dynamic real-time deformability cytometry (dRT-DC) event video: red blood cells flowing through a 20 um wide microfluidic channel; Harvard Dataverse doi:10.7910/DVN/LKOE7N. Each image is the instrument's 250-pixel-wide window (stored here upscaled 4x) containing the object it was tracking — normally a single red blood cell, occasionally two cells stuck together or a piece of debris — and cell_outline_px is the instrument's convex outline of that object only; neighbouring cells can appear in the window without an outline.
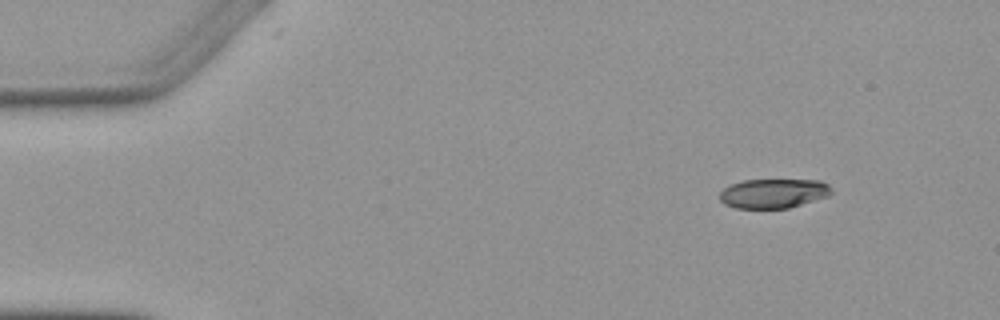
{"species": "Egyptian fruit bat (a non-hibernating species)", "species_latin": "Rousettus aegyptiacus", "temperature_condition": "warm", "stored_images_in_passage": 7, "camera_frame_rate_fps": 3000, "um_per_image_px": 0.085, "animal": {"sex": "female"}, "frame": {"image": 1, "passage_image": 1, "time_ms": 0.0, "image_size_px": [1000, 320], "cell_outline_px": [[832, 192], [828, 196], [788, 208], [736, 208], [724, 204], [720, 200], [720, 192], [724, 188], [732, 184], [744, 180], [820, 180], [828, 184], [832, 188]], "centroid_in_image_um": [65.75, 16.44], "position_along_channel_um": 19.2, "area_um2": 19.07}}
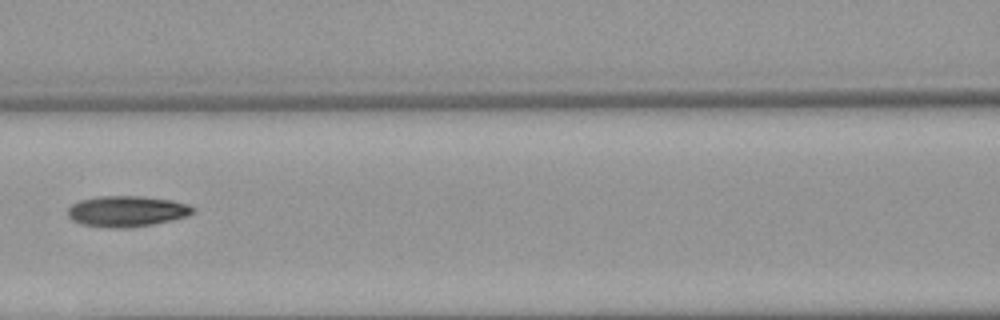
{"frame": {"image": 2, "passage_image": 6, "time_ms": 6.0, "image_size_px": [1000, 320], "cell_outline_px": [[196, 212], [188, 216], [152, 224], [124, 228], [108, 228], [80, 224], [72, 220], [68, 216], [68, 208], [72, 204], [80, 200], [100, 196], [140, 196], [172, 200], [188, 204], [196, 208]], "centroid_in_image_um": [10.79, 17.96], "position_along_channel_um": 155.8, "area_um2": 22.6}}
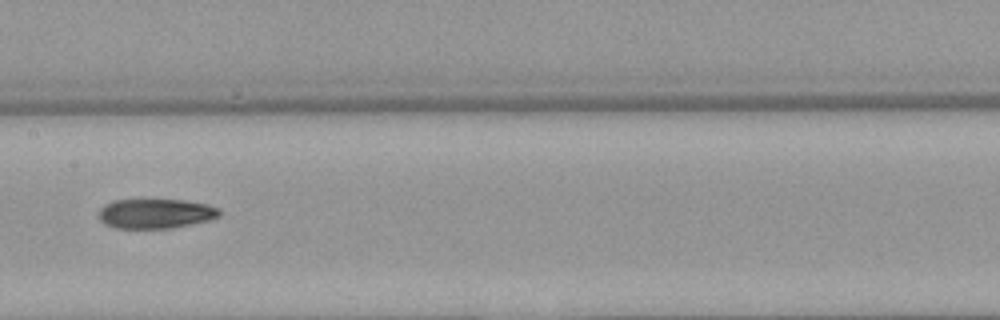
{"frame": {"image": 3, "passage_image": 7, "time_ms": 7.0, "image_size_px": [1000, 320], "cell_outline_px": [[220, 216], [208, 220], [172, 228], [112, 228], [104, 224], [100, 220], [100, 208], [104, 204], [112, 200], [184, 200], [204, 204], [220, 208]], "centroid_in_image_um": [13.19, 18.16], "position_along_channel_um": 194.2, "area_um2": 20.81}}